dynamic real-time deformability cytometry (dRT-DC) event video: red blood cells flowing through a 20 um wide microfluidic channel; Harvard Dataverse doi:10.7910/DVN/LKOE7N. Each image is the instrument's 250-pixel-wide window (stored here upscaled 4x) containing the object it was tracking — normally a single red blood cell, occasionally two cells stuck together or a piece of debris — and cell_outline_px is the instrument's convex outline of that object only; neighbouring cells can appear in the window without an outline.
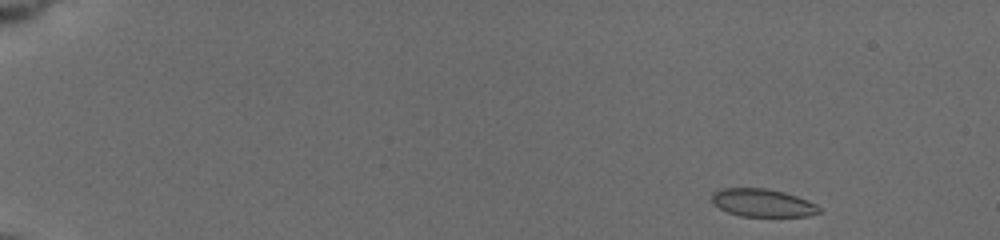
{"species": "common noctule bat (a hibernating species)", "species_latin": "Nyctalus noctula", "temperature_condition": "cold", "stored_images_in_passage": 51, "camera_frame_rate_fps": 3000, "um_per_image_px": 0.085, "animal": {"sex": "female", "body_mass_g": 19.5, "forearm_length_mm": 54.1}, "frame": {"image": 1, "passage_image": 1, "time_ms": 0.0, "image_size_px": [1000, 240], "cell_outline_px": [[820, 212], [808, 216], [740, 216], [728, 212], [712, 204], [712, 192], [724, 188], [764, 188], [784, 192], [808, 200], [816, 204], [820, 208]], "centroid_in_image_um": [64.8, 17.24], "position_along_channel_um": 20.2, "area_um2": 17.4}}
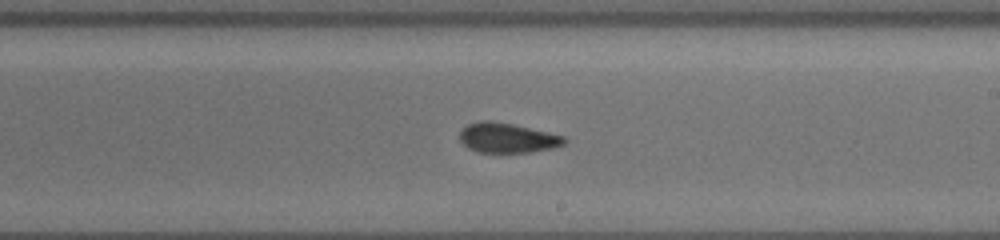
{"frame": {"image": 2, "passage_image": 30, "time_ms": 9.667, "image_size_px": [1000, 240], "cell_outline_px": [[568, 140], [564, 144], [552, 148], [528, 152], [476, 152], [468, 148], [460, 140], [460, 128], [468, 124], [480, 120], [492, 120], [512, 124], [548, 132], [564, 136]], "centroid_in_image_um": [43.09, 11.71], "position_along_channel_um": 245.9, "area_um2": 18.21}}
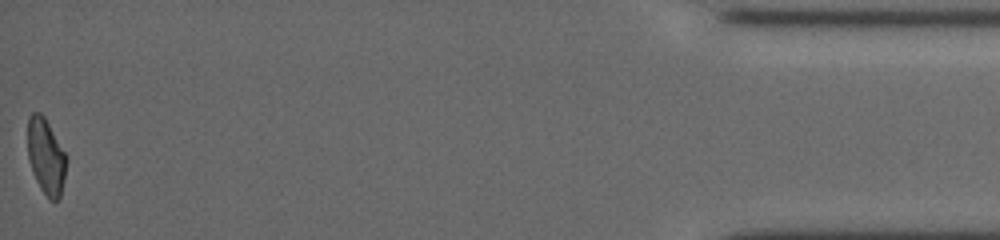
{"frame": {"image": 3, "passage_image": 51, "time_ms": 16.667, "image_size_px": [1000, 240], "cell_outline_px": [[68, 160], [64, 180], [60, 196], [56, 200], [48, 200], [40, 188], [36, 180], [28, 156], [28, 116], [32, 112], [40, 112], [44, 116], [68, 156]], "centroid_in_image_um": [3.93, 13.29], "position_along_channel_um": 431.3, "area_um2": 17.22}, "authors_computed_cell_mechanics": {"area_um2": 18.1492, "velocity_mm_per_s": 3.7584, "shape_relaxation_time_tau1_ms": null, "shape_relaxation_time_tau2_ms": 2.3595, "deformation_change_tau1": null, "deformation_change_tau2": 0.0892}}